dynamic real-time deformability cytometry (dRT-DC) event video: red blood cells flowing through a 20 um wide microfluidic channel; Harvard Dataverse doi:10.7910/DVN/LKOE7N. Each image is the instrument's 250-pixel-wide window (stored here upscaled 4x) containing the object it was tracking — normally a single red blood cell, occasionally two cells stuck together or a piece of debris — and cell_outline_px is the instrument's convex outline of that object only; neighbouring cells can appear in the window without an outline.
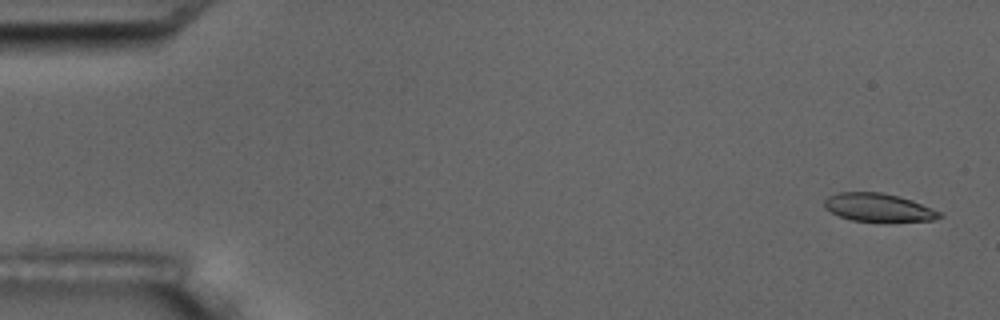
{"species": "common noctule bat (a hibernating species)", "species_latin": "Nyctalus noctula", "temperature_condition": "room temperature", "stored_images_in_passage": 4, "camera_frame_rate_fps": 3000, "um_per_image_px": 0.085, "animal": {"sex": "male", "body_mass_g": 17.5, "forearm_length_mm": 52.3}, "frame": {"image": 1, "passage_image": 1, "time_ms": 0.0, "image_size_px": [1000, 320], "cell_outline_px": [[944, 216], [932, 220], [852, 220], [840, 216], [824, 208], [824, 200], [828, 196], [840, 192], [880, 192], [912, 200], [940, 212]], "centroid_in_image_um": [74.62, 17.61], "position_along_channel_um": 10.4, "area_um2": 18.26}}